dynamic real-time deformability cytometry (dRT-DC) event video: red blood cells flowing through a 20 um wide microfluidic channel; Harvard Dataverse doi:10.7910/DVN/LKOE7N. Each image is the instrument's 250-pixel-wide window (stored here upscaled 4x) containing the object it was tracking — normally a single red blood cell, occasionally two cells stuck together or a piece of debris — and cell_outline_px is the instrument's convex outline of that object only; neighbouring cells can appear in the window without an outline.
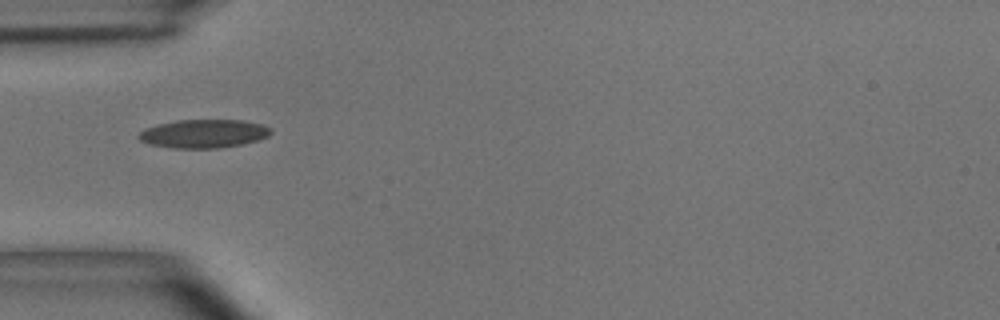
{"species": "common noctule bat (a hibernating species)", "species_latin": "Nyctalus noctula", "temperature_condition": "room temperature", "stored_images_in_passage": 4, "camera_frame_rate_fps": 3000, "um_per_image_px": 0.085, "animal": {"sex": "male", "body_mass_g": 15.6}, "frame": {"image": 1, "passage_image": 1, "time_ms": 0.0, "image_size_px": [1000, 320], "cell_outline_px": [[272, 132], [268, 136], [260, 140], [220, 148], [172, 148], [148, 144], [140, 140], [136, 136], [144, 128], [156, 124], [176, 120], [244, 120], [264, 124], [272, 128]], "centroid_in_image_um": [17.31, 11.35], "position_along_channel_um": 67.7, "area_um2": 22.25}}
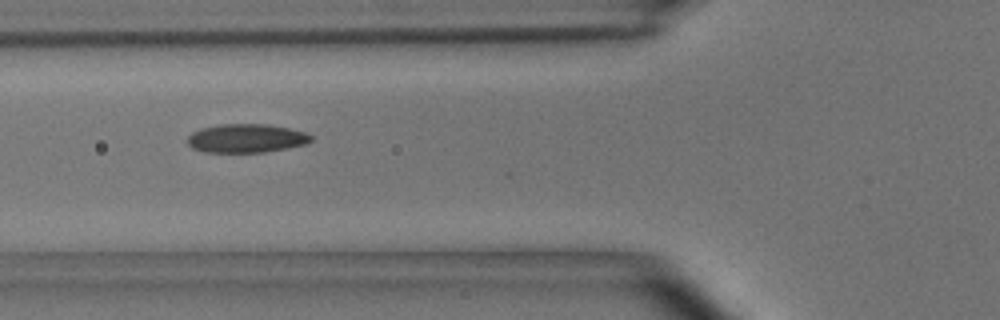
{"frame": {"image": 2, "passage_image": 2, "time_ms": 0.333, "image_size_px": [1000, 320], "cell_outline_px": [[312, 140], [304, 144], [288, 148], [264, 152], [204, 152], [192, 148], [188, 144], [188, 136], [192, 132], [200, 128], [220, 124], [268, 124], [308, 132], [312, 136]], "centroid_in_image_um": [20.93, 11.75], "position_along_channel_um": 104.9, "area_um2": 20.75}}